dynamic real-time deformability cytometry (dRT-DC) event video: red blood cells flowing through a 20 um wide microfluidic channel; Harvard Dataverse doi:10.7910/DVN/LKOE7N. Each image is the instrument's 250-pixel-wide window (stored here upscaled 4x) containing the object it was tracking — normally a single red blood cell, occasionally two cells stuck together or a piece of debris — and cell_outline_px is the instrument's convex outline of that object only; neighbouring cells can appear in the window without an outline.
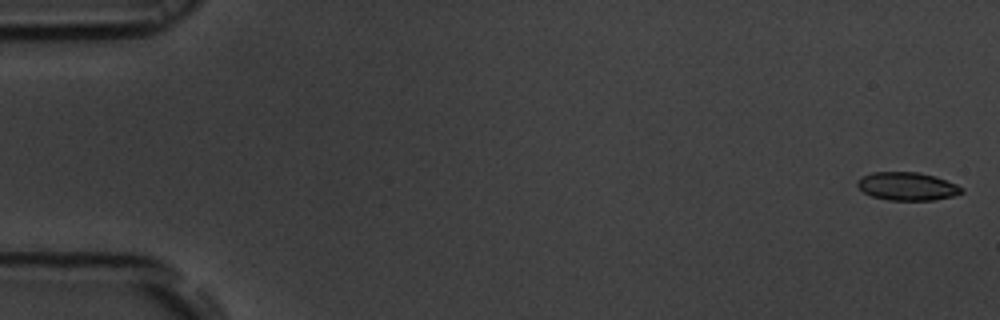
{"species": "common noctule bat (a hibernating species)", "species_latin": "Nyctalus noctula", "temperature_condition": "room temperature", "stored_images_in_passage": 53, "camera_frame_rate_fps": 3000, "um_per_image_px": 0.085, "animal": {"sex": "male", "body_mass_g": 19.5, "forearm_length_mm": 54.6}, "frame": {"image": 1, "passage_image": 1, "time_ms": 0.0, "image_size_px": [1000, 320], "cell_outline_px": [[964, 192], [952, 196], [932, 200], [888, 200], [872, 196], [864, 192], [856, 184], [856, 180], [860, 176], [872, 172], [920, 172], [936, 176], [956, 184], [964, 188]], "centroid_in_image_um": [77.1, 15.82], "position_along_channel_um": 7.9, "area_um2": 17.22}}
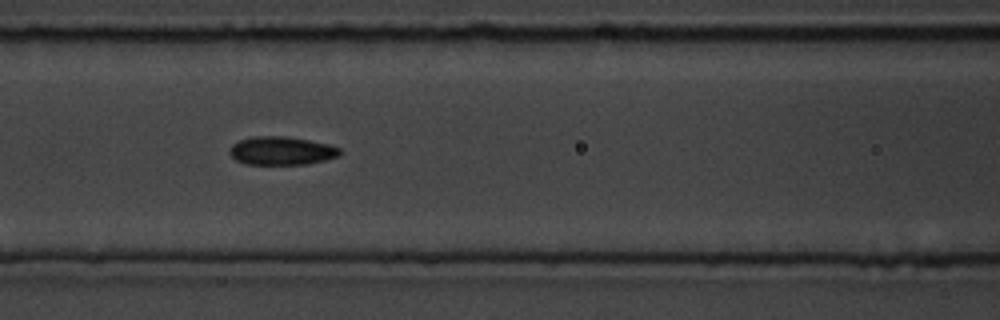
{"frame": {"image": 2, "passage_image": 23, "time_ms": 7.333, "image_size_px": [1000, 320], "cell_outline_px": [[340, 156], [308, 164], [244, 164], [236, 160], [228, 152], [232, 144], [240, 140], [252, 136], [288, 136], [328, 144], [340, 148]], "centroid_in_image_um": [23.91, 12.81], "position_along_channel_um": 142.7, "area_um2": 18.26}}
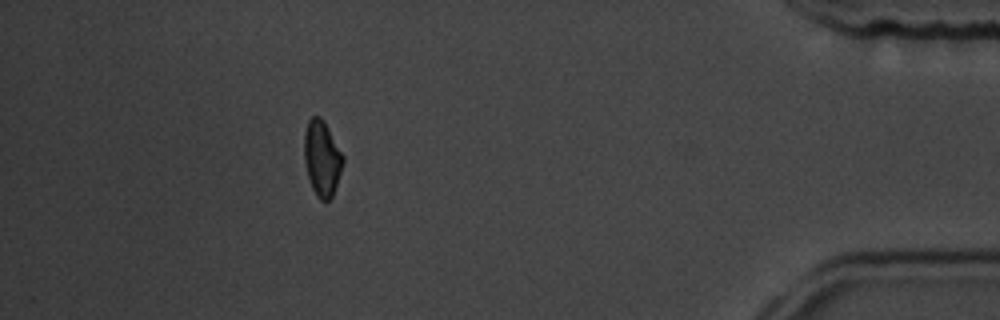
{"frame": {"image": 3, "passage_image": 48, "time_ms": 15.667, "image_size_px": [1000, 320], "cell_outline_px": [[344, 160], [332, 196], [324, 204], [316, 196], [312, 188], [308, 176], [304, 160], [304, 132], [308, 120], [312, 116], [320, 116], [324, 120], [344, 156]], "centroid_in_image_um": [27.35, 13.44], "position_along_channel_um": 407.8, "area_um2": 17.11}, "authors_computed_cell_mechanics": {"area_um2": 17.5712, "velocity_mm_per_s": 3.8195, "shape_relaxation_time_tau1_ms": 3.6381, "shape_relaxation_time_tau2_ms": 3.0093, "deformation_change_tau1": 0.1209, "deformation_change_tau2": 0.0892}}